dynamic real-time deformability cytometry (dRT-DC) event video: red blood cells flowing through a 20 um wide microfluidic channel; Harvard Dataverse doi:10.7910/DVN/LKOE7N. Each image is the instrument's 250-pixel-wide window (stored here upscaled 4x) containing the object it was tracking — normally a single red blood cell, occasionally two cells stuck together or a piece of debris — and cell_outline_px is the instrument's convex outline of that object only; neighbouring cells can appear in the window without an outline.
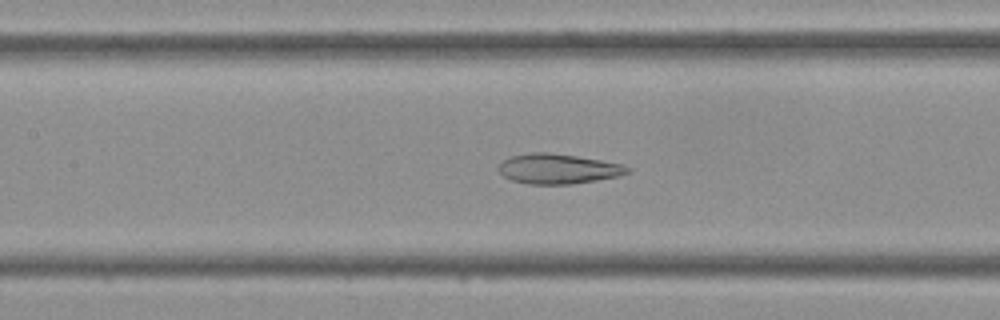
{"species": "Egyptian fruit bat (a non-hibernating species)", "species_latin": "Rousettus aegyptiacus", "temperature_condition": "cold", "stored_images_in_passage": 44, "camera_frame_rate_fps": 3000, "um_per_image_px": 0.085, "frame": {"image": 1, "passage_image": 20, "time_ms": 6.333, "image_size_px": [1000, 320], "cell_outline_px": [[632, 172], [620, 176], [572, 184], [528, 184], [512, 180], [504, 176], [496, 168], [508, 156], [532, 152], [548, 152], [576, 156], [624, 164], [632, 168]], "centroid_in_image_um": [47.46, 14.34], "position_along_channel_um": 159.9, "area_um2": 22.72}}
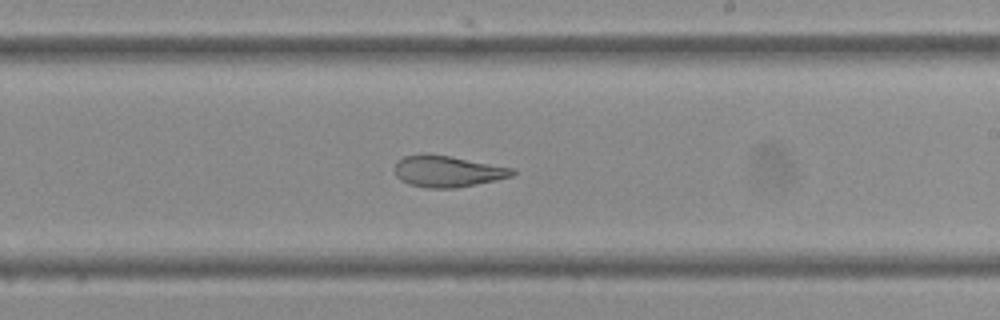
{"frame": {"image": 2, "passage_image": 26, "time_ms": 8.333, "image_size_px": [1000, 320], "cell_outline_px": [[516, 172], [512, 176], [496, 180], [456, 188], [428, 188], [408, 184], [400, 180], [396, 176], [392, 168], [404, 156], [420, 152], [424, 152], [448, 156], [516, 168]], "centroid_in_image_um": [38.01, 14.55], "position_along_channel_um": 251.0, "area_um2": 21.79}}
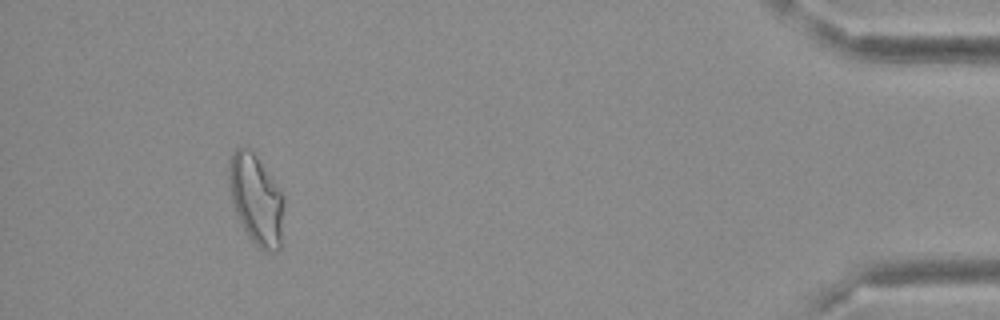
{"frame": {"image": 3, "passage_image": 41, "time_ms": 13.333, "image_size_px": [1000, 320], "cell_outline_px": [[284, 204], [280, 248], [276, 252], [264, 252], [248, 236], [236, 212], [232, 200], [228, 184], [228, 168], [232, 152], [236, 148], [252, 148], [284, 196]], "centroid_in_image_um": [21.78, 16.94], "position_along_channel_um": 413.4, "area_um2": 28.9}}